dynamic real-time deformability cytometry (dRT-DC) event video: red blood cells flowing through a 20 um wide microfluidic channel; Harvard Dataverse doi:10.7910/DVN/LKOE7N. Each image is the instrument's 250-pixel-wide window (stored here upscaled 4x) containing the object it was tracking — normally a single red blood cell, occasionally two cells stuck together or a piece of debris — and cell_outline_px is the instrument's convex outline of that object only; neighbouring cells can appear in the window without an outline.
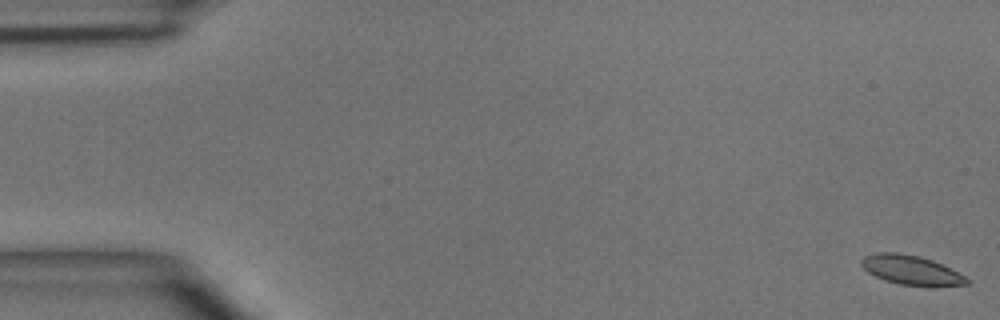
{"species": "common noctule bat (a hibernating species)", "species_latin": "Nyctalus noctula", "temperature_condition": "room temperature", "stored_images_in_passage": 6, "camera_frame_rate_fps": 3000, "um_per_image_px": 0.085, "animal": {"sex": "male", "body_mass_g": 15.6}, "frame": {"image": 1, "passage_image": 1, "time_ms": 0.0, "image_size_px": [1000, 320], "cell_outline_px": [[972, 280], [968, 284], [936, 288], [900, 284], [884, 280], [868, 272], [860, 264], [860, 260], [864, 256], [876, 252], [896, 252], [920, 256], [932, 260]], "centroid_in_image_um": [77.47, 22.98], "position_along_channel_um": 7.5, "area_um2": 18.32}}
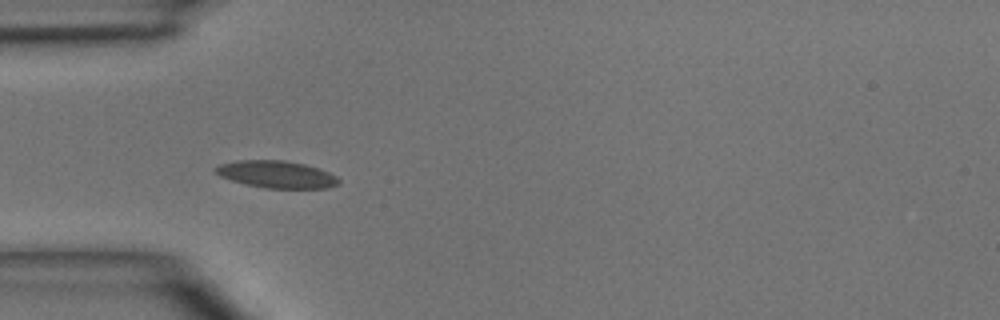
{"frame": {"image": 2, "passage_image": 5, "time_ms": 4.667, "image_size_px": [1000, 320], "cell_outline_px": [[340, 184], [328, 188], [264, 188], [244, 184], [220, 176], [212, 168], [220, 164], [240, 160], [284, 160], [304, 164], [328, 172], [336, 176], [340, 180]], "centroid_in_image_um": [23.5, 14.83], "position_along_channel_um": 61.5, "area_um2": 19.48}}
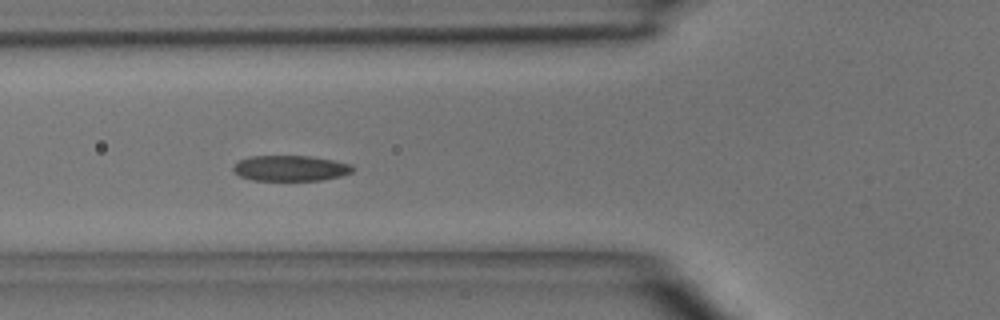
{"frame": {"image": 3, "passage_image": 6, "time_ms": 5.667, "image_size_px": [1000, 320], "cell_outline_px": [[356, 168], [352, 172], [340, 176], [320, 180], [252, 180], [240, 176], [232, 172], [232, 168], [240, 160], [248, 156], [308, 156], [332, 160], [352, 164]], "centroid_in_image_um": [24.68, 14.3], "position_along_channel_um": 101.1, "area_um2": 17.8}}